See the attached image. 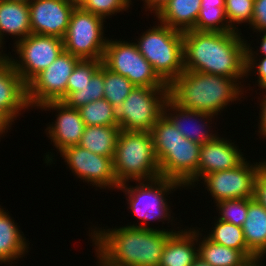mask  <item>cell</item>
Wrapping results in <instances>:
<instances>
[{
    "instance_id": "obj_1",
    "label": "cell",
    "mask_w": 266,
    "mask_h": 266,
    "mask_svg": "<svg viewBox=\"0 0 266 266\" xmlns=\"http://www.w3.org/2000/svg\"><path fill=\"white\" fill-rule=\"evenodd\" d=\"M242 33L183 32L184 70L221 75L241 86L246 77V41ZM244 38V39H242Z\"/></svg>"
},
{
    "instance_id": "obj_2",
    "label": "cell",
    "mask_w": 266,
    "mask_h": 266,
    "mask_svg": "<svg viewBox=\"0 0 266 266\" xmlns=\"http://www.w3.org/2000/svg\"><path fill=\"white\" fill-rule=\"evenodd\" d=\"M90 229L94 248L115 266H158L167 239L177 232L172 228L168 231L126 225Z\"/></svg>"
},
{
    "instance_id": "obj_3",
    "label": "cell",
    "mask_w": 266,
    "mask_h": 266,
    "mask_svg": "<svg viewBox=\"0 0 266 266\" xmlns=\"http://www.w3.org/2000/svg\"><path fill=\"white\" fill-rule=\"evenodd\" d=\"M168 90L178 106L214 116L244 95V86L233 78L188 70L174 79Z\"/></svg>"
},
{
    "instance_id": "obj_4",
    "label": "cell",
    "mask_w": 266,
    "mask_h": 266,
    "mask_svg": "<svg viewBox=\"0 0 266 266\" xmlns=\"http://www.w3.org/2000/svg\"><path fill=\"white\" fill-rule=\"evenodd\" d=\"M113 167L119 185L161 177L151 133L120 130Z\"/></svg>"
},
{
    "instance_id": "obj_5",
    "label": "cell",
    "mask_w": 266,
    "mask_h": 266,
    "mask_svg": "<svg viewBox=\"0 0 266 266\" xmlns=\"http://www.w3.org/2000/svg\"><path fill=\"white\" fill-rule=\"evenodd\" d=\"M157 25L147 29L134 43L157 75L169 85L184 72L183 32L159 22Z\"/></svg>"
},
{
    "instance_id": "obj_6",
    "label": "cell",
    "mask_w": 266,
    "mask_h": 266,
    "mask_svg": "<svg viewBox=\"0 0 266 266\" xmlns=\"http://www.w3.org/2000/svg\"><path fill=\"white\" fill-rule=\"evenodd\" d=\"M180 187L184 188L179 182L165 177L149 181H138V184L135 186H129L127 183L120 185L118 189L126 195L127 205L129 204L128 208L140 220L138 225L133 223V225L129 224L127 226L152 229L146 223L161 221L163 222L162 224H165L164 221L166 220L172 222L171 225H175L173 223L175 222L174 217L171 216L172 210H170L171 207L167 202L166 196Z\"/></svg>"
},
{
    "instance_id": "obj_7",
    "label": "cell",
    "mask_w": 266,
    "mask_h": 266,
    "mask_svg": "<svg viewBox=\"0 0 266 266\" xmlns=\"http://www.w3.org/2000/svg\"><path fill=\"white\" fill-rule=\"evenodd\" d=\"M168 87H134L116 109L118 125L125 131H151L164 115Z\"/></svg>"
},
{
    "instance_id": "obj_8",
    "label": "cell",
    "mask_w": 266,
    "mask_h": 266,
    "mask_svg": "<svg viewBox=\"0 0 266 266\" xmlns=\"http://www.w3.org/2000/svg\"><path fill=\"white\" fill-rule=\"evenodd\" d=\"M100 16L75 7L63 38L64 50L84 60H102L108 38Z\"/></svg>"
},
{
    "instance_id": "obj_9",
    "label": "cell",
    "mask_w": 266,
    "mask_h": 266,
    "mask_svg": "<svg viewBox=\"0 0 266 266\" xmlns=\"http://www.w3.org/2000/svg\"><path fill=\"white\" fill-rule=\"evenodd\" d=\"M102 64L129 79L136 87H168L141 55L134 42L108 38Z\"/></svg>"
},
{
    "instance_id": "obj_10",
    "label": "cell",
    "mask_w": 266,
    "mask_h": 266,
    "mask_svg": "<svg viewBox=\"0 0 266 266\" xmlns=\"http://www.w3.org/2000/svg\"><path fill=\"white\" fill-rule=\"evenodd\" d=\"M15 44L13 51L19 59L11 54L8 59L26 85L64 51L63 39L55 36L31 33Z\"/></svg>"
},
{
    "instance_id": "obj_11",
    "label": "cell",
    "mask_w": 266,
    "mask_h": 266,
    "mask_svg": "<svg viewBox=\"0 0 266 266\" xmlns=\"http://www.w3.org/2000/svg\"><path fill=\"white\" fill-rule=\"evenodd\" d=\"M81 59L63 51L46 69L27 84L29 108L39 107L49 101H63L67 97V82Z\"/></svg>"
},
{
    "instance_id": "obj_12",
    "label": "cell",
    "mask_w": 266,
    "mask_h": 266,
    "mask_svg": "<svg viewBox=\"0 0 266 266\" xmlns=\"http://www.w3.org/2000/svg\"><path fill=\"white\" fill-rule=\"evenodd\" d=\"M265 165V159L252 164L245 159L236 168L207 174L199 181L204 182L215 203L229 199L254 198L255 181Z\"/></svg>"
},
{
    "instance_id": "obj_13",
    "label": "cell",
    "mask_w": 266,
    "mask_h": 266,
    "mask_svg": "<svg viewBox=\"0 0 266 266\" xmlns=\"http://www.w3.org/2000/svg\"><path fill=\"white\" fill-rule=\"evenodd\" d=\"M60 154L76 178L92 184L96 190L98 187L118 190L120 185L116 180L113 158L92 153L79 145L67 147Z\"/></svg>"
},
{
    "instance_id": "obj_14",
    "label": "cell",
    "mask_w": 266,
    "mask_h": 266,
    "mask_svg": "<svg viewBox=\"0 0 266 266\" xmlns=\"http://www.w3.org/2000/svg\"><path fill=\"white\" fill-rule=\"evenodd\" d=\"M200 149L201 144L187 138L175 146H166V153L158 160L161 177L175 180L185 188L196 187Z\"/></svg>"
},
{
    "instance_id": "obj_15",
    "label": "cell",
    "mask_w": 266,
    "mask_h": 266,
    "mask_svg": "<svg viewBox=\"0 0 266 266\" xmlns=\"http://www.w3.org/2000/svg\"><path fill=\"white\" fill-rule=\"evenodd\" d=\"M31 32L63 39L75 5L70 0H30Z\"/></svg>"
},
{
    "instance_id": "obj_16",
    "label": "cell",
    "mask_w": 266,
    "mask_h": 266,
    "mask_svg": "<svg viewBox=\"0 0 266 266\" xmlns=\"http://www.w3.org/2000/svg\"><path fill=\"white\" fill-rule=\"evenodd\" d=\"M44 111L55 110L56 120L47 126V137L58 150L57 154L70 146L79 144L85 124L78 109L68 107L62 101H49L39 107Z\"/></svg>"
},
{
    "instance_id": "obj_17",
    "label": "cell",
    "mask_w": 266,
    "mask_h": 266,
    "mask_svg": "<svg viewBox=\"0 0 266 266\" xmlns=\"http://www.w3.org/2000/svg\"><path fill=\"white\" fill-rule=\"evenodd\" d=\"M164 115L190 141L204 144L214 140L219 135L218 133L213 134L214 131L212 130L210 131L212 126L209 124H212L214 115L182 108L170 98L166 100L164 105Z\"/></svg>"
},
{
    "instance_id": "obj_18",
    "label": "cell",
    "mask_w": 266,
    "mask_h": 266,
    "mask_svg": "<svg viewBox=\"0 0 266 266\" xmlns=\"http://www.w3.org/2000/svg\"><path fill=\"white\" fill-rule=\"evenodd\" d=\"M241 150L235 142L221 138L219 135L214 140L201 144L198 181L207 174L239 166L246 159Z\"/></svg>"
},
{
    "instance_id": "obj_19",
    "label": "cell",
    "mask_w": 266,
    "mask_h": 266,
    "mask_svg": "<svg viewBox=\"0 0 266 266\" xmlns=\"http://www.w3.org/2000/svg\"><path fill=\"white\" fill-rule=\"evenodd\" d=\"M0 109L14 122L22 110L30 109L27 85L15 71L7 54L0 56Z\"/></svg>"
},
{
    "instance_id": "obj_20",
    "label": "cell",
    "mask_w": 266,
    "mask_h": 266,
    "mask_svg": "<svg viewBox=\"0 0 266 266\" xmlns=\"http://www.w3.org/2000/svg\"><path fill=\"white\" fill-rule=\"evenodd\" d=\"M177 228L167 239L158 266H192L198 258L197 227Z\"/></svg>"
},
{
    "instance_id": "obj_21",
    "label": "cell",
    "mask_w": 266,
    "mask_h": 266,
    "mask_svg": "<svg viewBox=\"0 0 266 266\" xmlns=\"http://www.w3.org/2000/svg\"><path fill=\"white\" fill-rule=\"evenodd\" d=\"M5 33V34H4ZM28 3L12 0H0V49L5 35L16 38V42L31 34ZM3 54V50H0Z\"/></svg>"
},
{
    "instance_id": "obj_22",
    "label": "cell",
    "mask_w": 266,
    "mask_h": 266,
    "mask_svg": "<svg viewBox=\"0 0 266 266\" xmlns=\"http://www.w3.org/2000/svg\"><path fill=\"white\" fill-rule=\"evenodd\" d=\"M9 212L4 210L0 205V264H13L14 260L19 261L25 257L28 251V243L26 237L18 223L14 222ZM27 252V253H26ZM22 257V258H21ZM11 262V263H10Z\"/></svg>"
},
{
    "instance_id": "obj_23",
    "label": "cell",
    "mask_w": 266,
    "mask_h": 266,
    "mask_svg": "<svg viewBox=\"0 0 266 266\" xmlns=\"http://www.w3.org/2000/svg\"><path fill=\"white\" fill-rule=\"evenodd\" d=\"M242 230L248 249L258 259L264 260L266 256V209L255 198H248V211Z\"/></svg>"
},
{
    "instance_id": "obj_24",
    "label": "cell",
    "mask_w": 266,
    "mask_h": 266,
    "mask_svg": "<svg viewBox=\"0 0 266 266\" xmlns=\"http://www.w3.org/2000/svg\"><path fill=\"white\" fill-rule=\"evenodd\" d=\"M201 0H170L156 16L157 20L172 29L185 32L196 25Z\"/></svg>"
},
{
    "instance_id": "obj_25",
    "label": "cell",
    "mask_w": 266,
    "mask_h": 266,
    "mask_svg": "<svg viewBox=\"0 0 266 266\" xmlns=\"http://www.w3.org/2000/svg\"><path fill=\"white\" fill-rule=\"evenodd\" d=\"M198 229V257L204 262L211 266H247L251 262L241 250L214 243L201 233V228L198 227ZM202 236L203 238H201Z\"/></svg>"
},
{
    "instance_id": "obj_26",
    "label": "cell",
    "mask_w": 266,
    "mask_h": 266,
    "mask_svg": "<svg viewBox=\"0 0 266 266\" xmlns=\"http://www.w3.org/2000/svg\"><path fill=\"white\" fill-rule=\"evenodd\" d=\"M120 130L119 126H85L78 145L92 153L113 158Z\"/></svg>"
},
{
    "instance_id": "obj_27",
    "label": "cell",
    "mask_w": 266,
    "mask_h": 266,
    "mask_svg": "<svg viewBox=\"0 0 266 266\" xmlns=\"http://www.w3.org/2000/svg\"><path fill=\"white\" fill-rule=\"evenodd\" d=\"M201 8L192 30L199 32L234 31L226 18L225 0H201Z\"/></svg>"
},
{
    "instance_id": "obj_28",
    "label": "cell",
    "mask_w": 266,
    "mask_h": 266,
    "mask_svg": "<svg viewBox=\"0 0 266 266\" xmlns=\"http://www.w3.org/2000/svg\"><path fill=\"white\" fill-rule=\"evenodd\" d=\"M213 230H209L205 235L209 240L214 243L223 245L235 250H241L251 261L258 258L248 249L243 235L242 227L234 224L215 219Z\"/></svg>"
},
{
    "instance_id": "obj_29",
    "label": "cell",
    "mask_w": 266,
    "mask_h": 266,
    "mask_svg": "<svg viewBox=\"0 0 266 266\" xmlns=\"http://www.w3.org/2000/svg\"><path fill=\"white\" fill-rule=\"evenodd\" d=\"M104 65L94 73L90 81L78 91L71 92L62 102L68 107L79 109L93 101L104 98Z\"/></svg>"
},
{
    "instance_id": "obj_30",
    "label": "cell",
    "mask_w": 266,
    "mask_h": 266,
    "mask_svg": "<svg viewBox=\"0 0 266 266\" xmlns=\"http://www.w3.org/2000/svg\"><path fill=\"white\" fill-rule=\"evenodd\" d=\"M78 110L85 126H119L116 109L104 98L84 105Z\"/></svg>"
},
{
    "instance_id": "obj_31",
    "label": "cell",
    "mask_w": 266,
    "mask_h": 266,
    "mask_svg": "<svg viewBox=\"0 0 266 266\" xmlns=\"http://www.w3.org/2000/svg\"><path fill=\"white\" fill-rule=\"evenodd\" d=\"M150 133L157 160L166 153V146H175L185 138L165 115L154 124Z\"/></svg>"
},
{
    "instance_id": "obj_32",
    "label": "cell",
    "mask_w": 266,
    "mask_h": 266,
    "mask_svg": "<svg viewBox=\"0 0 266 266\" xmlns=\"http://www.w3.org/2000/svg\"><path fill=\"white\" fill-rule=\"evenodd\" d=\"M134 87L129 79L104 66V99L115 109L122 104Z\"/></svg>"
},
{
    "instance_id": "obj_33",
    "label": "cell",
    "mask_w": 266,
    "mask_h": 266,
    "mask_svg": "<svg viewBox=\"0 0 266 266\" xmlns=\"http://www.w3.org/2000/svg\"><path fill=\"white\" fill-rule=\"evenodd\" d=\"M253 7L254 0H225L226 18L234 31L241 32L237 24L248 23L249 26L251 25Z\"/></svg>"
},
{
    "instance_id": "obj_34",
    "label": "cell",
    "mask_w": 266,
    "mask_h": 266,
    "mask_svg": "<svg viewBox=\"0 0 266 266\" xmlns=\"http://www.w3.org/2000/svg\"><path fill=\"white\" fill-rule=\"evenodd\" d=\"M219 220L242 227L248 211V198L229 199L216 203Z\"/></svg>"
},
{
    "instance_id": "obj_35",
    "label": "cell",
    "mask_w": 266,
    "mask_h": 266,
    "mask_svg": "<svg viewBox=\"0 0 266 266\" xmlns=\"http://www.w3.org/2000/svg\"><path fill=\"white\" fill-rule=\"evenodd\" d=\"M102 60L81 59L75 66L67 82V96L71 92L78 91L92 78L94 73L100 68Z\"/></svg>"
},
{
    "instance_id": "obj_36",
    "label": "cell",
    "mask_w": 266,
    "mask_h": 266,
    "mask_svg": "<svg viewBox=\"0 0 266 266\" xmlns=\"http://www.w3.org/2000/svg\"><path fill=\"white\" fill-rule=\"evenodd\" d=\"M131 0H86L80 7L94 15L107 19L112 15L128 10Z\"/></svg>"
},
{
    "instance_id": "obj_37",
    "label": "cell",
    "mask_w": 266,
    "mask_h": 266,
    "mask_svg": "<svg viewBox=\"0 0 266 266\" xmlns=\"http://www.w3.org/2000/svg\"><path fill=\"white\" fill-rule=\"evenodd\" d=\"M251 43H248L246 41V77L253 73L257 74V86L262 88V91L265 89L266 90V56H259L258 51H254L253 47H250ZM259 56V60L257 56ZM256 56V57H255ZM259 61V62H258ZM258 62V63H257ZM257 68V69H256ZM253 69V70H252Z\"/></svg>"
},
{
    "instance_id": "obj_38",
    "label": "cell",
    "mask_w": 266,
    "mask_h": 266,
    "mask_svg": "<svg viewBox=\"0 0 266 266\" xmlns=\"http://www.w3.org/2000/svg\"><path fill=\"white\" fill-rule=\"evenodd\" d=\"M250 27L253 32H266V0H254L253 18Z\"/></svg>"
},
{
    "instance_id": "obj_39",
    "label": "cell",
    "mask_w": 266,
    "mask_h": 266,
    "mask_svg": "<svg viewBox=\"0 0 266 266\" xmlns=\"http://www.w3.org/2000/svg\"><path fill=\"white\" fill-rule=\"evenodd\" d=\"M254 198L266 209V165L261 169L256 178Z\"/></svg>"
},
{
    "instance_id": "obj_40",
    "label": "cell",
    "mask_w": 266,
    "mask_h": 266,
    "mask_svg": "<svg viewBox=\"0 0 266 266\" xmlns=\"http://www.w3.org/2000/svg\"><path fill=\"white\" fill-rule=\"evenodd\" d=\"M266 92V90H265ZM264 95L263 96V99H261L259 102H261L259 104V107H260V110L259 111V119L258 120V124L257 126H259V131L258 133L262 136V138H266V94H262Z\"/></svg>"
},
{
    "instance_id": "obj_41",
    "label": "cell",
    "mask_w": 266,
    "mask_h": 266,
    "mask_svg": "<svg viewBox=\"0 0 266 266\" xmlns=\"http://www.w3.org/2000/svg\"><path fill=\"white\" fill-rule=\"evenodd\" d=\"M144 2V6L143 8H145L147 11H150L151 13H155L154 16H157L161 10L167 5V3L170 0H142Z\"/></svg>"
},
{
    "instance_id": "obj_42",
    "label": "cell",
    "mask_w": 266,
    "mask_h": 266,
    "mask_svg": "<svg viewBox=\"0 0 266 266\" xmlns=\"http://www.w3.org/2000/svg\"><path fill=\"white\" fill-rule=\"evenodd\" d=\"M13 121L0 109V137L11 129ZM10 127V128H9Z\"/></svg>"
},
{
    "instance_id": "obj_43",
    "label": "cell",
    "mask_w": 266,
    "mask_h": 266,
    "mask_svg": "<svg viewBox=\"0 0 266 266\" xmlns=\"http://www.w3.org/2000/svg\"><path fill=\"white\" fill-rule=\"evenodd\" d=\"M260 33V37L262 38L261 40H260V47L258 46V48H259V50L258 51H260L259 52V54L261 53V55L260 56H266V32H262L263 33V35L261 34V32H259Z\"/></svg>"
},
{
    "instance_id": "obj_44",
    "label": "cell",
    "mask_w": 266,
    "mask_h": 266,
    "mask_svg": "<svg viewBox=\"0 0 266 266\" xmlns=\"http://www.w3.org/2000/svg\"><path fill=\"white\" fill-rule=\"evenodd\" d=\"M94 250H95V254H96V258H98V264H96V265H98V266H115V265H113V264H111L105 257H103L95 248H94Z\"/></svg>"
},
{
    "instance_id": "obj_45",
    "label": "cell",
    "mask_w": 266,
    "mask_h": 266,
    "mask_svg": "<svg viewBox=\"0 0 266 266\" xmlns=\"http://www.w3.org/2000/svg\"><path fill=\"white\" fill-rule=\"evenodd\" d=\"M192 266H211L208 263L201 260L199 257L194 261Z\"/></svg>"
},
{
    "instance_id": "obj_46",
    "label": "cell",
    "mask_w": 266,
    "mask_h": 266,
    "mask_svg": "<svg viewBox=\"0 0 266 266\" xmlns=\"http://www.w3.org/2000/svg\"><path fill=\"white\" fill-rule=\"evenodd\" d=\"M262 260L263 259H257V260L251 261L247 266H264V264L262 265Z\"/></svg>"
},
{
    "instance_id": "obj_47",
    "label": "cell",
    "mask_w": 266,
    "mask_h": 266,
    "mask_svg": "<svg viewBox=\"0 0 266 266\" xmlns=\"http://www.w3.org/2000/svg\"><path fill=\"white\" fill-rule=\"evenodd\" d=\"M76 7H80L86 0H70Z\"/></svg>"
},
{
    "instance_id": "obj_48",
    "label": "cell",
    "mask_w": 266,
    "mask_h": 266,
    "mask_svg": "<svg viewBox=\"0 0 266 266\" xmlns=\"http://www.w3.org/2000/svg\"><path fill=\"white\" fill-rule=\"evenodd\" d=\"M12 1H17V2H24V3H29L30 0H12Z\"/></svg>"
}]
</instances>
